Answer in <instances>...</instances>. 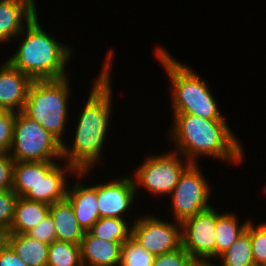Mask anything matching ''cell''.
<instances>
[{
  "label": "cell",
  "mask_w": 266,
  "mask_h": 266,
  "mask_svg": "<svg viewBox=\"0 0 266 266\" xmlns=\"http://www.w3.org/2000/svg\"><path fill=\"white\" fill-rule=\"evenodd\" d=\"M168 137L172 150L191 163L210 157L226 164L240 165L244 147L226 120H209L192 114H172ZM201 156V157H200Z\"/></svg>",
  "instance_id": "obj_2"
},
{
  "label": "cell",
  "mask_w": 266,
  "mask_h": 266,
  "mask_svg": "<svg viewBox=\"0 0 266 266\" xmlns=\"http://www.w3.org/2000/svg\"><path fill=\"white\" fill-rule=\"evenodd\" d=\"M26 234L45 244H51L56 241L55 224L51 215L49 214L38 226Z\"/></svg>",
  "instance_id": "obj_29"
},
{
  "label": "cell",
  "mask_w": 266,
  "mask_h": 266,
  "mask_svg": "<svg viewBox=\"0 0 266 266\" xmlns=\"http://www.w3.org/2000/svg\"><path fill=\"white\" fill-rule=\"evenodd\" d=\"M33 80L12 66L7 60L0 65V110H24L28 90Z\"/></svg>",
  "instance_id": "obj_14"
},
{
  "label": "cell",
  "mask_w": 266,
  "mask_h": 266,
  "mask_svg": "<svg viewBox=\"0 0 266 266\" xmlns=\"http://www.w3.org/2000/svg\"><path fill=\"white\" fill-rule=\"evenodd\" d=\"M104 66L98 77L91 82L92 86L83 109L77 119L72 146L62 144V161L72 165L77 171L92 169L100 164L105 137L109 131L110 116L113 104L112 71L114 51H107ZM69 145V146H68ZM99 162V163H98ZM97 164V165H96Z\"/></svg>",
  "instance_id": "obj_1"
},
{
  "label": "cell",
  "mask_w": 266,
  "mask_h": 266,
  "mask_svg": "<svg viewBox=\"0 0 266 266\" xmlns=\"http://www.w3.org/2000/svg\"><path fill=\"white\" fill-rule=\"evenodd\" d=\"M137 215L131 224V237L154 257L182 247L180 222L160 219L157 215L148 213Z\"/></svg>",
  "instance_id": "obj_9"
},
{
  "label": "cell",
  "mask_w": 266,
  "mask_h": 266,
  "mask_svg": "<svg viewBox=\"0 0 266 266\" xmlns=\"http://www.w3.org/2000/svg\"><path fill=\"white\" fill-rule=\"evenodd\" d=\"M47 266H83L80 245L57 240L49 244Z\"/></svg>",
  "instance_id": "obj_23"
},
{
  "label": "cell",
  "mask_w": 266,
  "mask_h": 266,
  "mask_svg": "<svg viewBox=\"0 0 266 266\" xmlns=\"http://www.w3.org/2000/svg\"><path fill=\"white\" fill-rule=\"evenodd\" d=\"M217 210L211 206L184 220L182 226V247L193 259L205 262L216 259Z\"/></svg>",
  "instance_id": "obj_10"
},
{
  "label": "cell",
  "mask_w": 266,
  "mask_h": 266,
  "mask_svg": "<svg viewBox=\"0 0 266 266\" xmlns=\"http://www.w3.org/2000/svg\"><path fill=\"white\" fill-rule=\"evenodd\" d=\"M254 223L250 220L246 228L250 234L254 263L255 266H266V222Z\"/></svg>",
  "instance_id": "obj_26"
},
{
  "label": "cell",
  "mask_w": 266,
  "mask_h": 266,
  "mask_svg": "<svg viewBox=\"0 0 266 266\" xmlns=\"http://www.w3.org/2000/svg\"><path fill=\"white\" fill-rule=\"evenodd\" d=\"M49 214L55 224L57 241L81 244L85 232L76 220L73 207L67 199L53 203Z\"/></svg>",
  "instance_id": "obj_17"
},
{
  "label": "cell",
  "mask_w": 266,
  "mask_h": 266,
  "mask_svg": "<svg viewBox=\"0 0 266 266\" xmlns=\"http://www.w3.org/2000/svg\"><path fill=\"white\" fill-rule=\"evenodd\" d=\"M0 266H27L4 239L0 242Z\"/></svg>",
  "instance_id": "obj_32"
},
{
  "label": "cell",
  "mask_w": 266,
  "mask_h": 266,
  "mask_svg": "<svg viewBox=\"0 0 266 266\" xmlns=\"http://www.w3.org/2000/svg\"><path fill=\"white\" fill-rule=\"evenodd\" d=\"M198 164L191 163L183 171L169 196L174 221L182 223L212 206L209 201L213 189Z\"/></svg>",
  "instance_id": "obj_8"
},
{
  "label": "cell",
  "mask_w": 266,
  "mask_h": 266,
  "mask_svg": "<svg viewBox=\"0 0 266 266\" xmlns=\"http://www.w3.org/2000/svg\"><path fill=\"white\" fill-rule=\"evenodd\" d=\"M9 154L15 162H59L62 143L21 111L16 113Z\"/></svg>",
  "instance_id": "obj_6"
},
{
  "label": "cell",
  "mask_w": 266,
  "mask_h": 266,
  "mask_svg": "<svg viewBox=\"0 0 266 266\" xmlns=\"http://www.w3.org/2000/svg\"><path fill=\"white\" fill-rule=\"evenodd\" d=\"M36 6V0H0V45L16 40L38 14Z\"/></svg>",
  "instance_id": "obj_15"
},
{
  "label": "cell",
  "mask_w": 266,
  "mask_h": 266,
  "mask_svg": "<svg viewBox=\"0 0 266 266\" xmlns=\"http://www.w3.org/2000/svg\"><path fill=\"white\" fill-rule=\"evenodd\" d=\"M170 83L172 114H192L209 120H226L206 80L183 64L163 46L155 48Z\"/></svg>",
  "instance_id": "obj_4"
},
{
  "label": "cell",
  "mask_w": 266,
  "mask_h": 266,
  "mask_svg": "<svg viewBox=\"0 0 266 266\" xmlns=\"http://www.w3.org/2000/svg\"><path fill=\"white\" fill-rule=\"evenodd\" d=\"M218 266H255L250 234L245 230L242 235L215 261Z\"/></svg>",
  "instance_id": "obj_22"
},
{
  "label": "cell",
  "mask_w": 266,
  "mask_h": 266,
  "mask_svg": "<svg viewBox=\"0 0 266 266\" xmlns=\"http://www.w3.org/2000/svg\"><path fill=\"white\" fill-rule=\"evenodd\" d=\"M93 169L77 171L75 174V184L68 185L66 199L71 203L73 211L80 227L84 232H88L97 222L99 217L98 201L95 184L83 183V179L88 177ZM79 177V178H78ZM82 179V180H81ZM83 183V184H82Z\"/></svg>",
  "instance_id": "obj_13"
},
{
  "label": "cell",
  "mask_w": 266,
  "mask_h": 266,
  "mask_svg": "<svg viewBox=\"0 0 266 266\" xmlns=\"http://www.w3.org/2000/svg\"><path fill=\"white\" fill-rule=\"evenodd\" d=\"M205 261L199 259H191L185 266H201Z\"/></svg>",
  "instance_id": "obj_33"
},
{
  "label": "cell",
  "mask_w": 266,
  "mask_h": 266,
  "mask_svg": "<svg viewBox=\"0 0 266 266\" xmlns=\"http://www.w3.org/2000/svg\"><path fill=\"white\" fill-rule=\"evenodd\" d=\"M3 239L27 266H47L49 244L27 234H4Z\"/></svg>",
  "instance_id": "obj_19"
},
{
  "label": "cell",
  "mask_w": 266,
  "mask_h": 266,
  "mask_svg": "<svg viewBox=\"0 0 266 266\" xmlns=\"http://www.w3.org/2000/svg\"><path fill=\"white\" fill-rule=\"evenodd\" d=\"M16 113L0 110V153H9L13 141Z\"/></svg>",
  "instance_id": "obj_28"
},
{
  "label": "cell",
  "mask_w": 266,
  "mask_h": 266,
  "mask_svg": "<svg viewBox=\"0 0 266 266\" xmlns=\"http://www.w3.org/2000/svg\"><path fill=\"white\" fill-rule=\"evenodd\" d=\"M14 162L9 153H0V191L12 189Z\"/></svg>",
  "instance_id": "obj_31"
},
{
  "label": "cell",
  "mask_w": 266,
  "mask_h": 266,
  "mask_svg": "<svg viewBox=\"0 0 266 266\" xmlns=\"http://www.w3.org/2000/svg\"><path fill=\"white\" fill-rule=\"evenodd\" d=\"M2 239H3V235H2V234H0V242L2 241Z\"/></svg>",
  "instance_id": "obj_35"
},
{
  "label": "cell",
  "mask_w": 266,
  "mask_h": 266,
  "mask_svg": "<svg viewBox=\"0 0 266 266\" xmlns=\"http://www.w3.org/2000/svg\"><path fill=\"white\" fill-rule=\"evenodd\" d=\"M68 78L33 80L23 110L62 144L66 126L70 125L68 118H71L69 101L72 90Z\"/></svg>",
  "instance_id": "obj_5"
},
{
  "label": "cell",
  "mask_w": 266,
  "mask_h": 266,
  "mask_svg": "<svg viewBox=\"0 0 266 266\" xmlns=\"http://www.w3.org/2000/svg\"><path fill=\"white\" fill-rule=\"evenodd\" d=\"M154 258L130 236L122 245L120 266H153Z\"/></svg>",
  "instance_id": "obj_25"
},
{
  "label": "cell",
  "mask_w": 266,
  "mask_h": 266,
  "mask_svg": "<svg viewBox=\"0 0 266 266\" xmlns=\"http://www.w3.org/2000/svg\"><path fill=\"white\" fill-rule=\"evenodd\" d=\"M191 259V256L181 247L175 251L156 256L153 266H185Z\"/></svg>",
  "instance_id": "obj_30"
},
{
  "label": "cell",
  "mask_w": 266,
  "mask_h": 266,
  "mask_svg": "<svg viewBox=\"0 0 266 266\" xmlns=\"http://www.w3.org/2000/svg\"><path fill=\"white\" fill-rule=\"evenodd\" d=\"M63 162L62 165L60 161L59 163L36 162L35 185L23 197L49 205L66 199L70 184L68 177L71 176L73 179L77 170L72 165Z\"/></svg>",
  "instance_id": "obj_11"
},
{
  "label": "cell",
  "mask_w": 266,
  "mask_h": 266,
  "mask_svg": "<svg viewBox=\"0 0 266 266\" xmlns=\"http://www.w3.org/2000/svg\"><path fill=\"white\" fill-rule=\"evenodd\" d=\"M151 154H148L132 175L137 196L139 187L146 189L149 191L147 193L154 196H170L181 174L191 162L170 149L169 152Z\"/></svg>",
  "instance_id": "obj_7"
},
{
  "label": "cell",
  "mask_w": 266,
  "mask_h": 266,
  "mask_svg": "<svg viewBox=\"0 0 266 266\" xmlns=\"http://www.w3.org/2000/svg\"><path fill=\"white\" fill-rule=\"evenodd\" d=\"M50 206L44 202L18 197L12 223L5 234L28 233L49 215Z\"/></svg>",
  "instance_id": "obj_18"
},
{
  "label": "cell",
  "mask_w": 266,
  "mask_h": 266,
  "mask_svg": "<svg viewBox=\"0 0 266 266\" xmlns=\"http://www.w3.org/2000/svg\"><path fill=\"white\" fill-rule=\"evenodd\" d=\"M36 181V162H14L12 190L23 197Z\"/></svg>",
  "instance_id": "obj_24"
},
{
  "label": "cell",
  "mask_w": 266,
  "mask_h": 266,
  "mask_svg": "<svg viewBox=\"0 0 266 266\" xmlns=\"http://www.w3.org/2000/svg\"><path fill=\"white\" fill-rule=\"evenodd\" d=\"M38 19L37 14L27 24L17 37L21 41L18 49L6 60L32 80L67 77L68 61L75 57L74 51L46 32Z\"/></svg>",
  "instance_id": "obj_3"
},
{
  "label": "cell",
  "mask_w": 266,
  "mask_h": 266,
  "mask_svg": "<svg viewBox=\"0 0 266 266\" xmlns=\"http://www.w3.org/2000/svg\"><path fill=\"white\" fill-rule=\"evenodd\" d=\"M114 179L96 184L99 217L126 219L137 200L135 183L131 174Z\"/></svg>",
  "instance_id": "obj_12"
},
{
  "label": "cell",
  "mask_w": 266,
  "mask_h": 266,
  "mask_svg": "<svg viewBox=\"0 0 266 266\" xmlns=\"http://www.w3.org/2000/svg\"><path fill=\"white\" fill-rule=\"evenodd\" d=\"M123 243L101 240L85 232L80 244L83 266H120Z\"/></svg>",
  "instance_id": "obj_16"
},
{
  "label": "cell",
  "mask_w": 266,
  "mask_h": 266,
  "mask_svg": "<svg viewBox=\"0 0 266 266\" xmlns=\"http://www.w3.org/2000/svg\"><path fill=\"white\" fill-rule=\"evenodd\" d=\"M128 219L99 218L88 231L92 236L105 241L125 242L131 236V224Z\"/></svg>",
  "instance_id": "obj_21"
},
{
  "label": "cell",
  "mask_w": 266,
  "mask_h": 266,
  "mask_svg": "<svg viewBox=\"0 0 266 266\" xmlns=\"http://www.w3.org/2000/svg\"><path fill=\"white\" fill-rule=\"evenodd\" d=\"M250 219L243 223L238 221L236 213H220L217 211L216 225V258L227 250L246 230ZM240 222V223H239Z\"/></svg>",
  "instance_id": "obj_20"
},
{
  "label": "cell",
  "mask_w": 266,
  "mask_h": 266,
  "mask_svg": "<svg viewBox=\"0 0 266 266\" xmlns=\"http://www.w3.org/2000/svg\"><path fill=\"white\" fill-rule=\"evenodd\" d=\"M17 200L18 195L12 189L0 191V234L2 235L9 231Z\"/></svg>",
  "instance_id": "obj_27"
},
{
  "label": "cell",
  "mask_w": 266,
  "mask_h": 266,
  "mask_svg": "<svg viewBox=\"0 0 266 266\" xmlns=\"http://www.w3.org/2000/svg\"><path fill=\"white\" fill-rule=\"evenodd\" d=\"M201 266H218V265L216 264V262L213 263V261L212 262L209 261V262H204Z\"/></svg>",
  "instance_id": "obj_34"
}]
</instances>
